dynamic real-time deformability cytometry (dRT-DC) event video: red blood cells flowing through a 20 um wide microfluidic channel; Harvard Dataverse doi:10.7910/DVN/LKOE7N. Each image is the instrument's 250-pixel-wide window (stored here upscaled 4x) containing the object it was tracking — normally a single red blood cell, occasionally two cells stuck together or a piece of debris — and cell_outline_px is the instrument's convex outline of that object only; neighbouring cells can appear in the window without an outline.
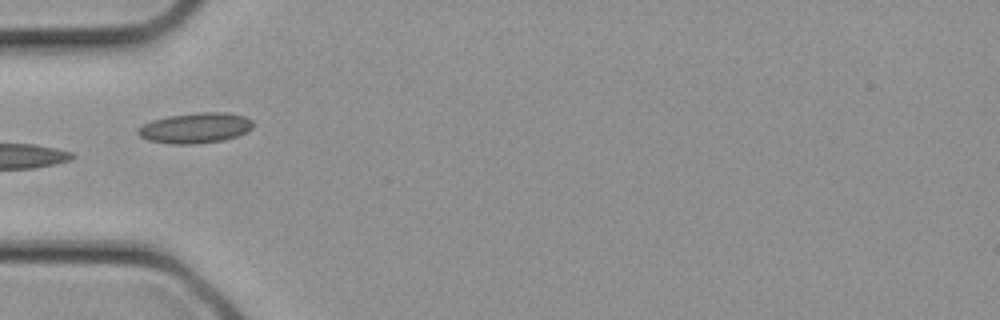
{"species": "common noctule bat (a hibernating species)", "species_latin": "Nyctalus noctula", "temperature_condition": "cold", "stored_images_in_passage": 2, "camera_frame_rate_fps": 3000, "um_per_image_px": 0.085, "animal": {"sex": "female", "body_mass_g": 21.9}, "frame": {"image": 1, "passage_image": 2, "time_ms": 0.333, "image_size_px": [1000, 320], "cell_outline_px": [[252, 128], [248, 132], [224, 140], [192, 144], [172, 144], [148, 140], [140, 136], [136, 132], [136, 128], [152, 120], [168, 116], [196, 112], [224, 112], [244, 116], [252, 120]], "centroid_in_image_um": [16.59, 10.87], "position_along_channel_um": 68.4, "area_um2": 20.46}}